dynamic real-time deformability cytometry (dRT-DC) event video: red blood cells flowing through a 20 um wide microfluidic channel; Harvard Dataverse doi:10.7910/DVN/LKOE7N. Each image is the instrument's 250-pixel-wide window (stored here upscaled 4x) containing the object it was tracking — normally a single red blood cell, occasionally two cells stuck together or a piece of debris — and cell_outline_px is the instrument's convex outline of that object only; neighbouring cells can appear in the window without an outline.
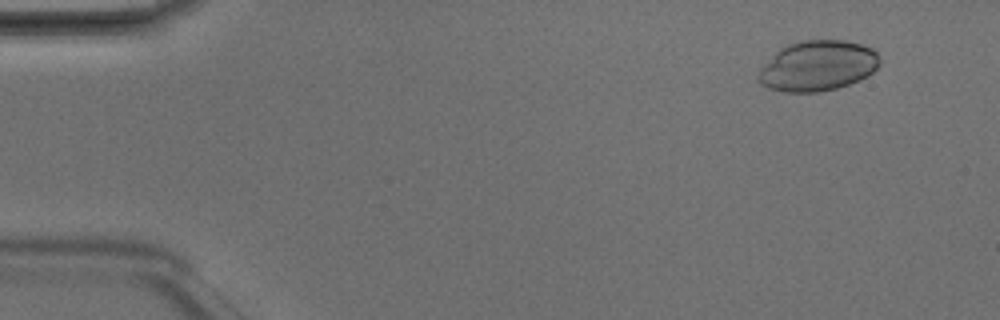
{"species": "Egyptian fruit bat (a non-hibernating species)", "species_latin": "Rousettus aegyptiacus", "temperature_condition": "room temperature", "stored_images_in_passage": 4, "camera_frame_rate_fps": 3000, "um_per_image_px": 0.085, "animal": {"sex": "male"}, "frame": {"image": 1, "passage_image": 1, "time_ms": 0.0, "image_size_px": [1000, 320], "cell_outline_px": [[880, 64], [868, 76], [860, 80], [836, 88], [816, 92], [784, 92], [768, 88], [760, 84], [756, 80], [756, 76], [760, 68], [780, 48], [788, 44], [800, 40], [844, 40], [864, 44], [872, 48], [880, 56]], "centroid_in_image_um": [69.5, 5.59], "position_along_channel_um": 15.5, "area_um2": 35.95}}